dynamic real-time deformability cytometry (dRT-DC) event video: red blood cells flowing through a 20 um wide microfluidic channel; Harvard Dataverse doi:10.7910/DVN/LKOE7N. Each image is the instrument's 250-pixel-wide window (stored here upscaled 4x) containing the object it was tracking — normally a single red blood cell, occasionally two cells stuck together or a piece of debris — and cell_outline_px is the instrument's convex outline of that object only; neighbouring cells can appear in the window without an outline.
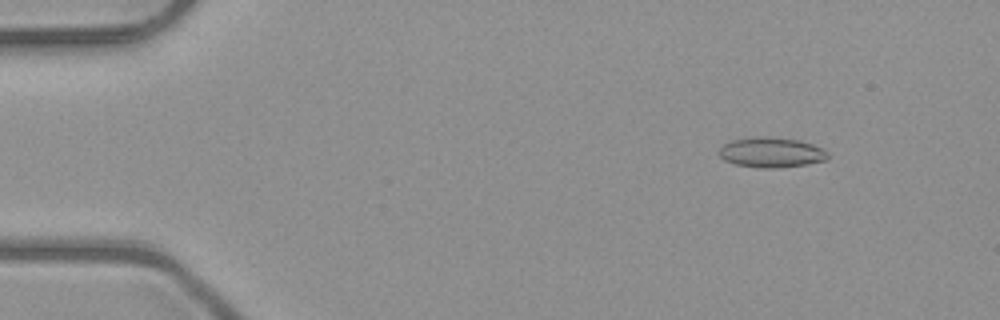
{"species": "common noctule bat (a hibernating species)", "species_latin": "Nyctalus noctula", "temperature_condition": "room temperature", "stored_images_in_passage": 16, "camera_frame_rate_fps": 3000, "um_per_image_px": 0.085, "animal": {"sex": "male", "body_mass_g": 23.1, "forearm_length_mm": 52.7}, "frame": {"image": 1, "passage_image": 7, "time_ms": 2.0, "image_size_px": [1000, 320], "cell_outline_px": [[828, 160], [804, 164], [772, 168], [764, 168], [736, 164], [724, 160], [720, 156], [720, 148], [728, 140], [748, 136], [768, 136], [800, 140], [812, 144], [828, 152]], "centroid_in_image_um": [65.53, 12.92], "position_along_channel_um": 19.5, "area_um2": 19.13}}